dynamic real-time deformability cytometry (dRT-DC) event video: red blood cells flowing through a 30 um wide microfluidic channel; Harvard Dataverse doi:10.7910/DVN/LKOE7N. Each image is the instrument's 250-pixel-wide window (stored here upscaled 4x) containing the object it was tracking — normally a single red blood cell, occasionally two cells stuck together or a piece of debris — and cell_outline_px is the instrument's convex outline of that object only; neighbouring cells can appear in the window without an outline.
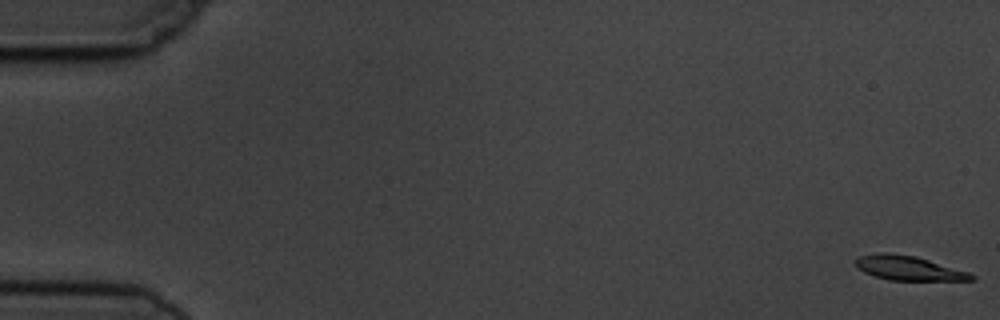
{"species": "common noctule bat (a hibernating species)", "species_latin": "Nyctalus noctula", "temperature_condition": "cold", "stored_images_in_passage": 11, "camera_frame_rate_fps": 3000, "um_per_image_px": 0.085, "animal": {"sex": "male", "body_mass_g": 19.5, "forearm_length_mm": 54.6}, "frame": {"image": 1, "passage_image": 1, "time_ms": 0.0, "image_size_px": [1000, 320], "cell_outline_px": [[976, 280], [888, 280], [864, 272], [856, 268], [856, 256], [880, 252], [888, 252], [916, 256], [968, 272], [976, 276]], "centroid_in_image_um": [77.19, 22.78], "position_along_channel_um": 7.8, "area_um2": 16.47}}
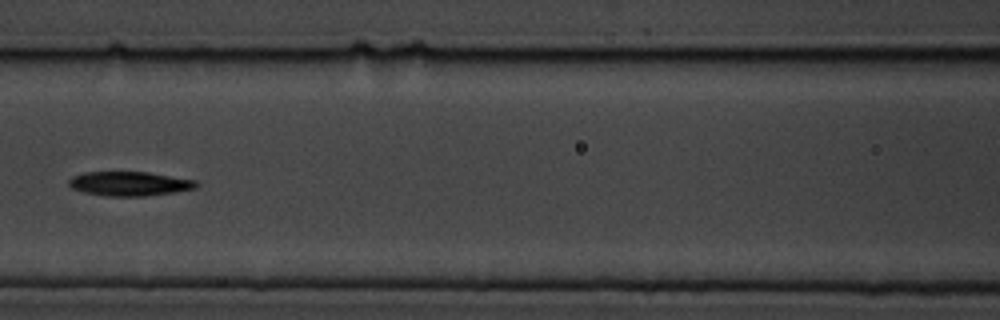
{"frame": {"image": 2, "passage_image": 7, "time_ms": 8.0, "image_size_px": [1000, 320], "cell_outline_px": [[200, 184], [196, 188], [172, 192], [144, 196], [108, 196], [84, 192], [72, 188], [68, 184], [68, 180], [72, 176], [84, 172], [148, 172], [196, 180]], "centroid_in_image_um": [11.0, 15.6], "position_along_channel_um": 155.6, "area_um2": 17.98}}
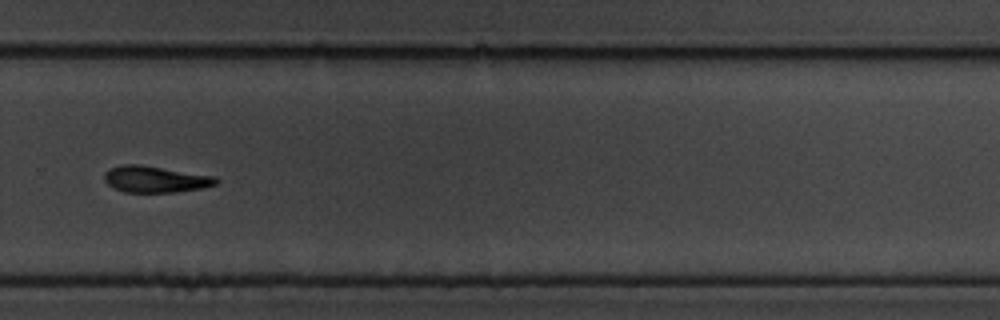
{"frame": {"image": 3, "passage_image": 11, "time_ms": 12.333, "image_size_px": [1000, 320], "cell_outline_px": [[220, 180], [216, 184], [204, 188], [176, 192], [124, 192], [112, 188], [104, 180], [104, 172], [108, 168], [120, 164], [140, 164], [216, 176]], "centroid_in_image_um": [13.19, 15.23], "position_along_channel_um": 316.6, "area_um2": 17.57}}